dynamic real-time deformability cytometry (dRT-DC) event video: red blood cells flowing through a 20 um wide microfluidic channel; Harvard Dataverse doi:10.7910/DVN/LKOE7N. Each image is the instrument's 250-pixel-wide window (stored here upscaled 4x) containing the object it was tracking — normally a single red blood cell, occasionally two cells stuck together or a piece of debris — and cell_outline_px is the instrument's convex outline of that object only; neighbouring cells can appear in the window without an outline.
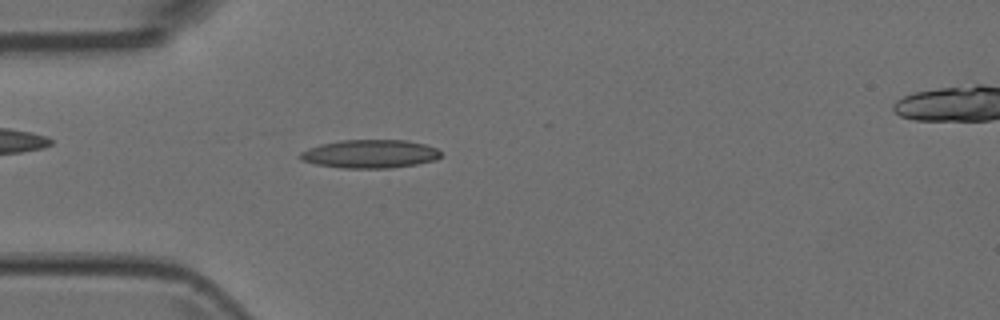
{"species": "Egyptian fruit bat (a non-hibernating species)", "species_latin": "Rousettus aegyptiacus", "temperature_condition": "room temperature", "stored_images_in_passage": 2, "segment_of_instrument_passage": [1, 2], "camera_frame_rate_fps": 3000, "um_per_image_px": 0.085, "animal": {"sex": "female"}, "frame": {"image": 1, "passage_image": 1, "time_ms": 0.0, "image_size_px": [1000, 320], "cell_outline_px": [[444, 156], [436, 160], [416, 164], [392, 168], [340, 168], [316, 164], [300, 160], [296, 156], [300, 152], [308, 148], [320, 144], [340, 140], [408, 140], [424, 144], [436, 148]], "centroid_in_image_um": [31.43, 13.08], "position_along_channel_um": 53.6, "area_um2": 23.58}}